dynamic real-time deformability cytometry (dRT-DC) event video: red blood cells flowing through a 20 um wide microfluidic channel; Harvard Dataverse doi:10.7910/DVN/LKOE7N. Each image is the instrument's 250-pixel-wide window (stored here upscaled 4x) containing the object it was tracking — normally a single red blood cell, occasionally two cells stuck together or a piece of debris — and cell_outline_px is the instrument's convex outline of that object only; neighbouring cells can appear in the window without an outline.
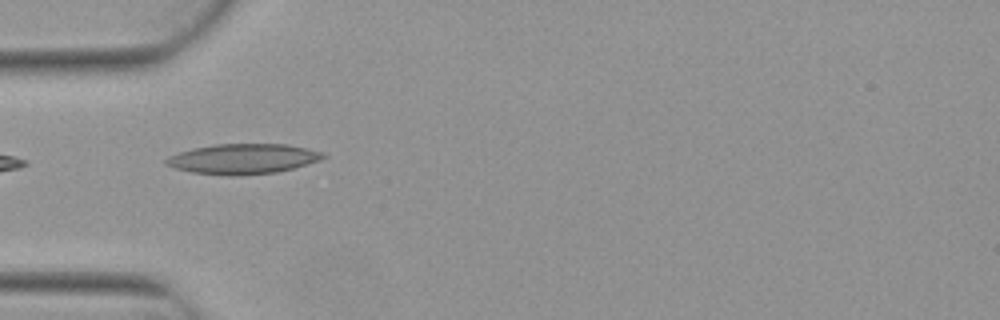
{"species": "Egyptian fruit bat (a non-hibernating species)", "species_latin": "Rousettus aegyptiacus", "temperature_condition": "warm", "stored_images_in_passage": 5, "camera_frame_rate_fps": 3000, "um_per_image_px": 0.085, "animal": {"sex": "female"}, "frame": {"image": 1, "passage_image": 5, "time_ms": 1.333, "image_size_px": [1000, 320], "cell_outline_px": [[328, 156], [320, 160], [292, 168], [276, 172], [232, 176], [228, 176], [192, 172], [176, 168], [164, 164], [164, 160], [168, 156], [192, 148], [216, 144], [288, 144], [324, 152]], "centroid_in_image_um": [20.65, 13.5], "position_along_channel_um": 64.4, "area_um2": 27.57}}